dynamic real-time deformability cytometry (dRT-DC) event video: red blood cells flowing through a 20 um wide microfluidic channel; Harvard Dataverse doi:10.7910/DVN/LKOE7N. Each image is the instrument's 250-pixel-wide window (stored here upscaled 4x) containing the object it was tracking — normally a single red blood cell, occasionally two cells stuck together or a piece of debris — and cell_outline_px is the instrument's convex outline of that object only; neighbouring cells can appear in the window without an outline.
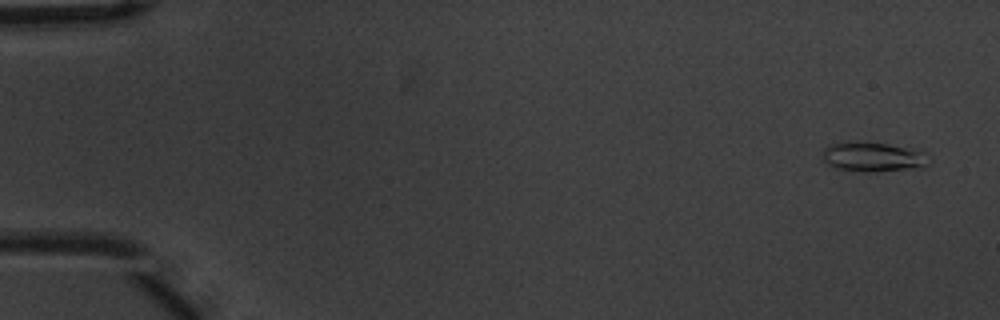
{"species": "common noctule bat (a hibernating species)", "species_latin": "Nyctalus noctula", "temperature_condition": "warm", "stored_images_in_passage": 5, "camera_frame_rate_fps": 3000, "um_per_image_px": 0.085, "animal": {"sex": "male", "body_mass_g": 20.1, "forearm_length_mm": 53.5}, "frame": {"image": 1, "passage_image": 1, "time_ms": 0.0, "image_size_px": [1000, 320], "cell_outline_px": [[932, 160], [924, 168], [868, 172], [864, 172], [836, 168], [824, 160], [824, 148], [832, 144], [848, 140], [856, 140], [920, 148]], "centroid_in_image_um": [74.32, 13.31], "position_along_channel_um": 10.7, "area_um2": 18.96}}
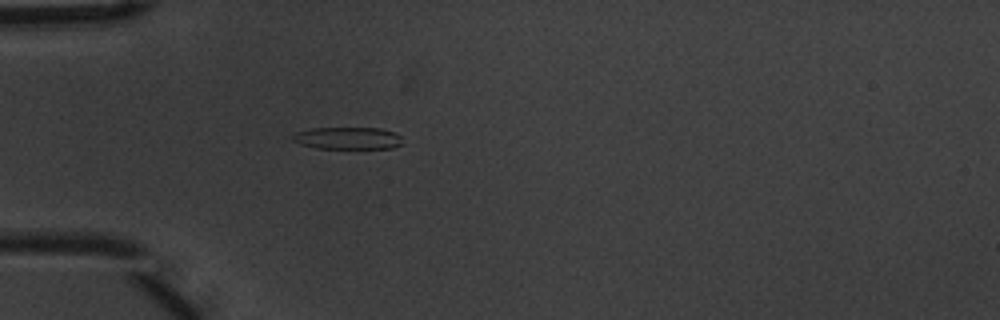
{"frame": {"image": 2, "passage_image": 5, "time_ms": 1.333, "image_size_px": [1000, 320], "cell_outline_px": [[404, 144], [392, 148], [316, 148], [300, 144], [292, 140], [292, 136], [296, 132], [312, 128], [380, 128], [396, 132], [400, 136]], "centroid_in_image_um": [29.59, 11.74], "position_along_channel_um": 55.4, "area_um2": 14.28}}